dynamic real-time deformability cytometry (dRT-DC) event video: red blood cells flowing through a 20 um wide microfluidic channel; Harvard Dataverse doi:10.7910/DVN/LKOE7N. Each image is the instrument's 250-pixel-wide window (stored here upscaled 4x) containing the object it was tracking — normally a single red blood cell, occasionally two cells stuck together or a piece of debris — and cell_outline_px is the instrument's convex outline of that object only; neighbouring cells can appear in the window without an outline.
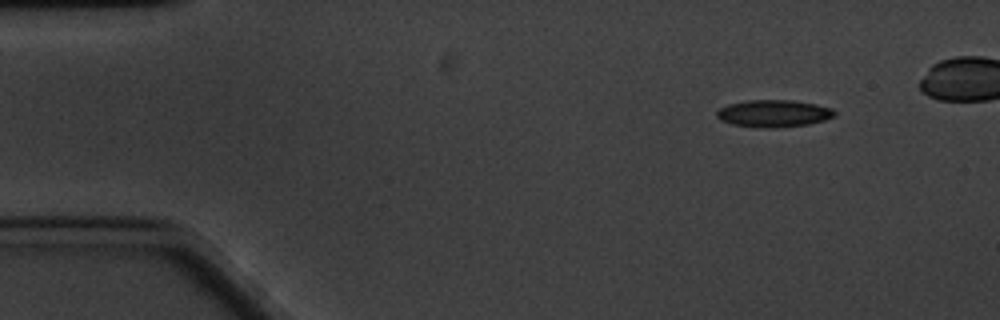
{"species": "common noctule bat (a hibernating species)", "species_latin": "Nyctalus noctula", "temperature_condition": "cold", "stored_images_in_passage": 49, "camera_frame_rate_fps": 3000, "um_per_image_px": 0.085, "animal": {"sex": "male", "body_mass_g": 20.1, "forearm_length_mm": 53.5}, "frame": {"image": 1, "passage_image": 1, "time_ms": 0.0, "image_size_px": [1000, 320], "cell_outline_px": [[836, 116], [824, 120], [808, 124], [764, 128], [760, 128], [732, 124], [720, 120], [716, 116], [716, 112], [720, 108], [728, 104], [748, 100], [792, 100], [816, 104], [832, 108], [836, 112]], "centroid_in_image_um": [65.76, 9.63], "position_along_channel_um": 19.2, "area_um2": 18.61}}
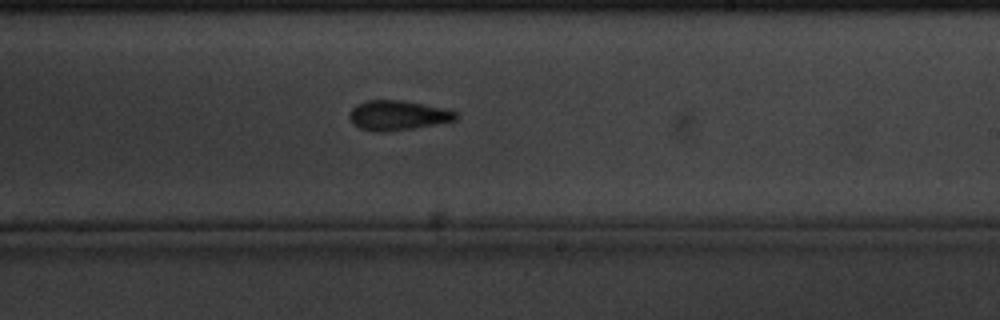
{"frame": {"image": 2, "passage_image": 30, "time_ms": 9.667, "image_size_px": [1000, 320], "cell_outline_px": [[460, 116], [456, 120], [412, 128], [384, 132], [372, 132], [360, 128], [352, 124], [348, 116], [348, 112], [356, 104], [364, 100], [400, 100], [452, 108], [460, 112]], "centroid_in_image_um": [33.84, 9.79], "position_along_channel_um": 255.2, "area_um2": 19.02}}
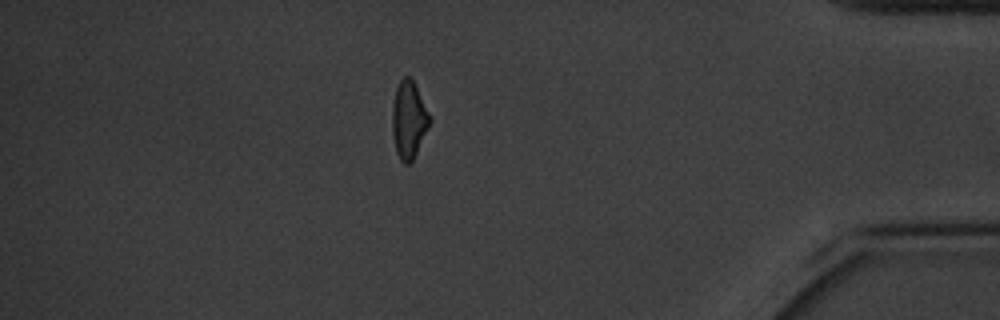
{"frame": {"image": 3, "passage_image": 47, "time_ms": 15.333, "image_size_px": [1000, 320], "cell_outline_px": [[432, 120], [412, 160], [408, 164], [404, 164], [400, 160], [396, 152], [392, 132], [392, 108], [396, 88], [400, 80], [404, 76], [408, 76], [412, 80]], "centroid_in_image_um": [34.73, 10.2], "position_along_channel_um": 400.5, "area_um2": 16.53}, "authors_computed_cell_mechanics": {"area_um2": 18.4382, "velocity_mm_per_s": 3.2632, "shape_relaxation_time_tau1_ms": 3.735, "shape_relaxation_time_tau2_ms": 4.2713, "deformation_change_tau1": 0.1125, "deformation_change_tau2": 0.1099}}